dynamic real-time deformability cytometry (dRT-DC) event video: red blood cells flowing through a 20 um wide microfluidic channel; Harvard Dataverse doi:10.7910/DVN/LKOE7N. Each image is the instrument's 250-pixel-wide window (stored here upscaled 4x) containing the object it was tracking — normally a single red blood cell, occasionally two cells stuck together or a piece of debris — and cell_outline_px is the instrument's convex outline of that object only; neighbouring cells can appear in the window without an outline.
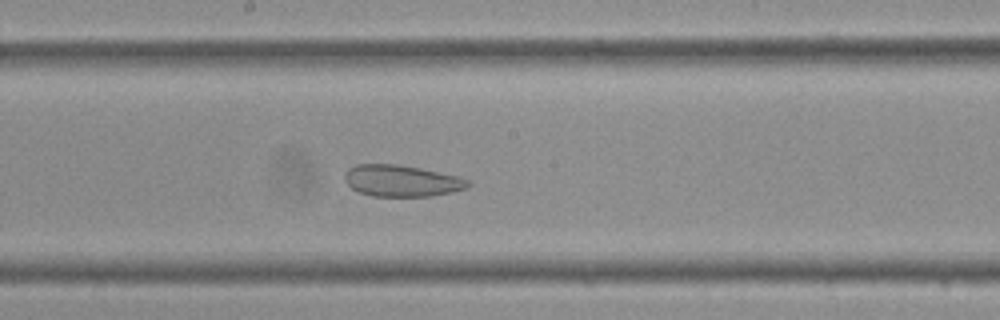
{"species": "Egyptian fruit bat (a non-hibernating species)", "species_latin": "Rousettus aegyptiacus", "temperature_condition": "cold", "stored_images_in_passage": 36, "camera_frame_rate_fps": 3000, "um_per_image_px": 0.085, "frame": {"image": 1, "passage_image": 19, "time_ms": 6.0, "image_size_px": [1000, 320], "cell_outline_px": [[472, 184], [468, 188], [452, 192], [432, 196], [372, 196], [360, 192], [352, 188], [344, 180], [344, 176], [348, 168], [356, 164], [396, 164], [420, 168], [456, 176], [468, 180]], "centroid_in_image_um": [34.14, 15.37], "position_along_channel_um": 214.1, "area_um2": 22.6}}
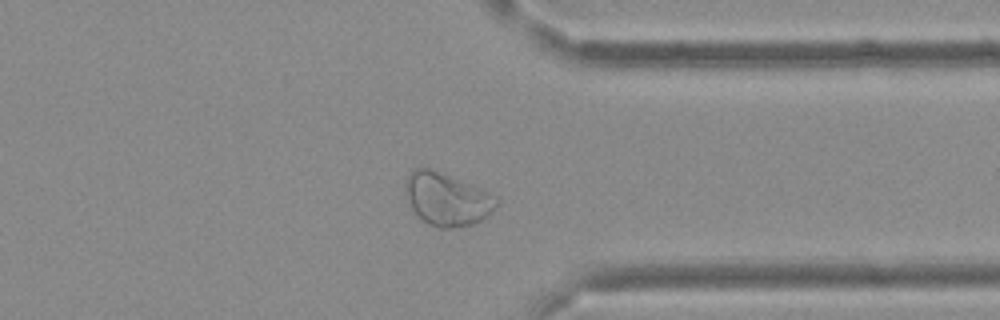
{"frame": {"image": 2, "passage_image": 28, "time_ms": 9.0, "image_size_px": [1000, 320], "cell_outline_px": [[500, 200], [496, 208], [488, 216], [472, 224], [448, 228], [440, 228], [428, 224], [412, 208], [404, 192], [404, 180], [412, 168], [432, 168], [500, 196]], "centroid_in_image_um": [38.01, 16.9], "position_along_channel_um": 373.4, "area_um2": 28.32}}
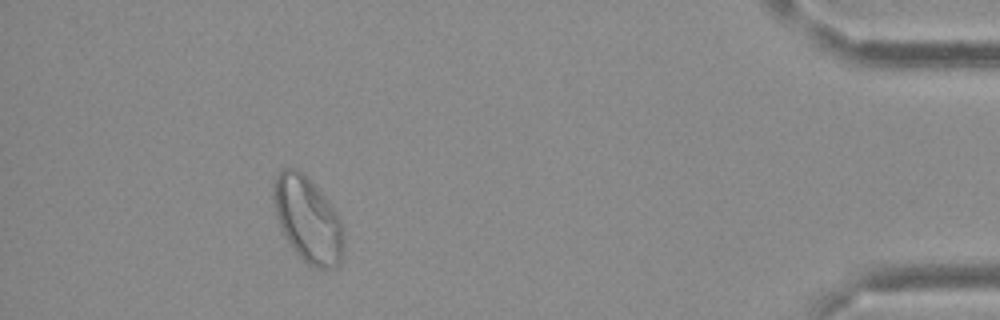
{"frame": {"image": 3, "passage_image": 33, "time_ms": 10.667, "image_size_px": [1000, 320], "cell_outline_px": [[344, 248], [340, 264], [336, 268], [316, 268], [308, 264], [292, 248], [280, 224], [276, 212], [272, 196], [272, 192], [276, 176], [284, 168], [296, 168], [304, 172], [308, 176], [324, 196], [340, 220], [344, 232]], "centroid_in_image_um": [26.18, 18.66], "position_along_channel_um": 409.0, "area_um2": 34.68}}